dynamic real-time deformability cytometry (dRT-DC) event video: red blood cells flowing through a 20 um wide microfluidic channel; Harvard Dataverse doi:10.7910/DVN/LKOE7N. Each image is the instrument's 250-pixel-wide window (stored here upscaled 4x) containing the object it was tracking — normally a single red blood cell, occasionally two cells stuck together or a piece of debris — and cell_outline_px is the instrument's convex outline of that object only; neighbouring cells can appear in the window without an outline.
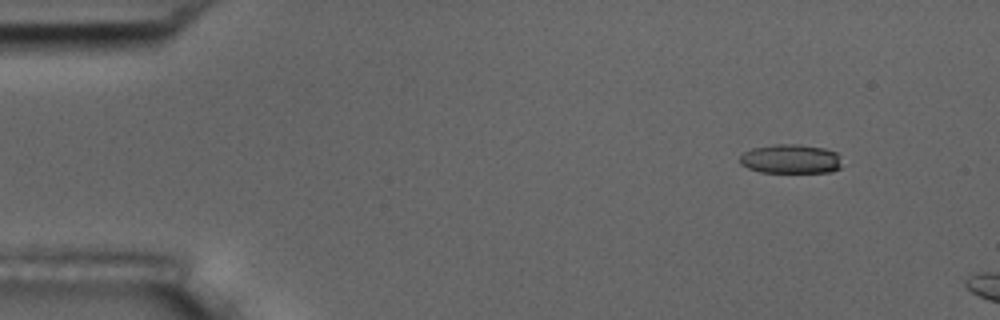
{"species": "common noctule bat (a hibernating species)", "species_latin": "Nyctalus noctula", "temperature_condition": "room temperature", "stored_images_in_passage": 3, "camera_frame_rate_fps": 3000, "um_per_image_px": 0.085, "animal": {"sex": "male", "body_mass_g": 17.5, "forearm_length_mm": 52.3}, "frame": {"image": 1, "passage_image": 1, "time_ms": 0.0, "image_size_px": [1000, 320], "cell_outline_px": [[840, 168], [832, 172], [760, 172], [748, 168], [740, 164], [740, 156], [744, 152], [752, 148], [776, 144], [800, 144], [824, 148], [836, 152], [840, 156]], "centroid_in_image_um": [67.21, 13.51], "position_along_channel_um": 17.8, "area_um2": 17.46}}